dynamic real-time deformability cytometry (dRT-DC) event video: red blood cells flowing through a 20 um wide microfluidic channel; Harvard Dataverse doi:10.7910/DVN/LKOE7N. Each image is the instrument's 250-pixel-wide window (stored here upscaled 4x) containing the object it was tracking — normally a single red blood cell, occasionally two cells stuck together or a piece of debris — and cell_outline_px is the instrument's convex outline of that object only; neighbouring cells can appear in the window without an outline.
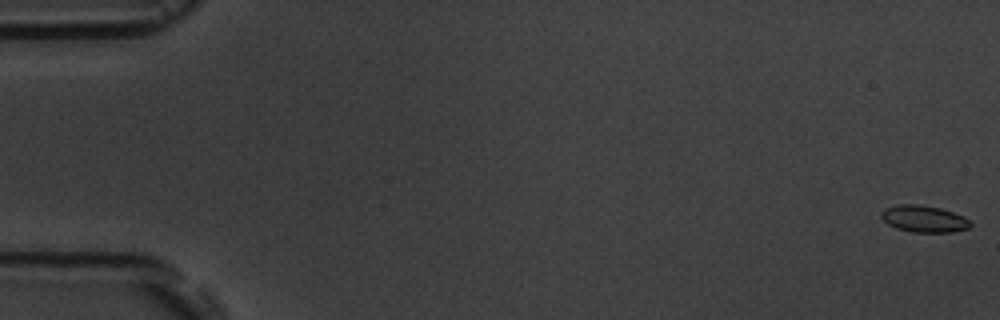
{"species": "common noctule bat (a hibernating species)", "species_latin": "Nyctalus noctula", "temperature_condition": "room temperature", "stored_images_in_passage": 6, "segment_of_instrument_passage": [2, 2], "camera_frame_rate_fps": 3000, "um_per_image_px": 0.085, "animal": {"sex": "male", "body_mass_g": 19.5, "forearm_length_mm": 54.6}, "frame": {"image": 1, "passage_image": 6, "time_ms": 6.333, "image_size_px": [1000, 320], "cell_outline_px": [[972, 224], [968, 228], [952, 232], [912, 232], [896, 228], [888, 224], [880, 216], [880, 212], [884, 208], [896, 204], [920, 204], [940, 208], [964, 216]], "centroid_in_image_um": [78.5, 18.59], "position_along_channel_um": 6.5, "area_um2": 13.99}}